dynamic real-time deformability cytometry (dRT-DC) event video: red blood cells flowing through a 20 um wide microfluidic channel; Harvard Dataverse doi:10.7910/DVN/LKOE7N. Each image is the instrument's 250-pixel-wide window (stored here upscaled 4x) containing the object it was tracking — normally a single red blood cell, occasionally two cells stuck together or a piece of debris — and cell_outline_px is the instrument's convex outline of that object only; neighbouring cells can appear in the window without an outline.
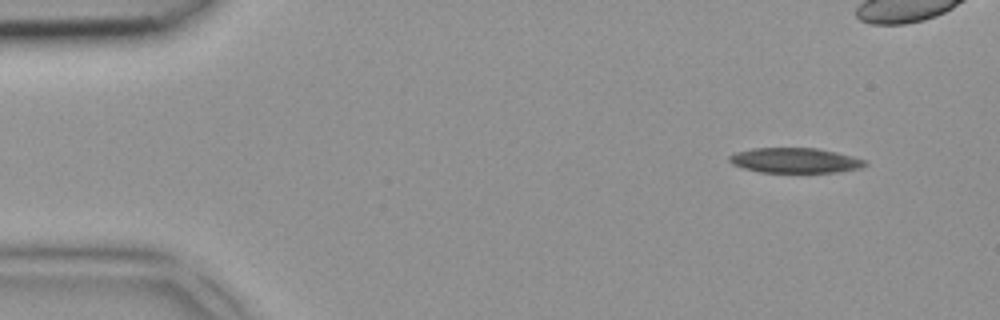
{"species": "common noctule bat (a hibernating species)", "species_latin": "Nyctalus noctula", "temperature_condition": "room temperature", "stored_images_in_passage": 5, "camera_frame_rate_fps": 3000, "um_per_image_px": 0.085, "animal": {"sex": "female", "body_mass_g": 18.4}, "frame": {"image": 1, "passage_image": 5, "time_ms": 1.333, "image_size_px": [1000, 320], "cell_outline_px": [[868, 164], [860, 168], [840, 172], [760, 172], [744, 168], [732, 164], [728, 160], [728, 156], [736, 152], [752, 148], [816, 148], [836, 152], [868, 160]], "centroid_in_image_um": [67.6, 13.63], "position_along_channel_um": 17.4, "area_um2": 19.88}}